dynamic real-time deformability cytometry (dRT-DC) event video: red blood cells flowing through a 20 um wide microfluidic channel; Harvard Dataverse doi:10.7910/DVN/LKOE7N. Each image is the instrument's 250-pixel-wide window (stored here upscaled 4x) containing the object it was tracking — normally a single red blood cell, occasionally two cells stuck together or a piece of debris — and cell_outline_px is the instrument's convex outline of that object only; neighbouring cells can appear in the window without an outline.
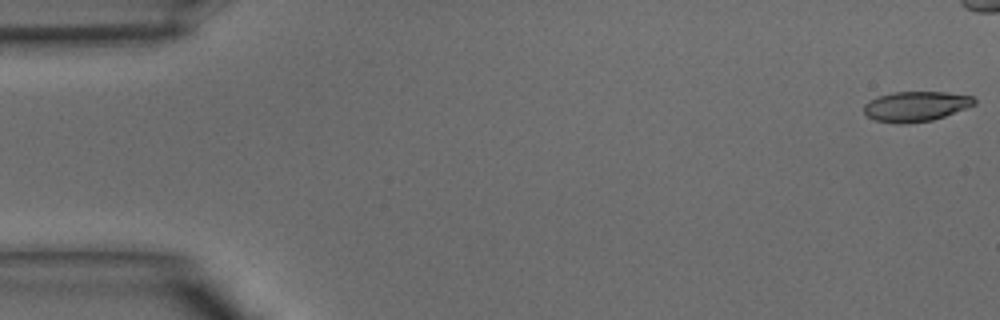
{"species": "common noctule bat (a hibernating species)", "species_latin": "Nyctalus noctula", "temperature_condition": "warm", "stored_images_in_passage": 10, "camera_frame_rate_fps": 3000, "um_per_image_px": 0.085, "animal": {"sex": "male", "body_mass_g": 15.6}, "frame": {"image": 1, "passage_image": 1, "time_ms": 0.0, "image_size_px": [1000, 320], "cell_outline_px": [[976, 104], [944, 116], [932, 120], [904, 124], [896, 124], [872, 120], [864, 112], [864, 104], [868, 100], [876, 96], [892, 92], [948, 92], [972, 96], [976, 100]], "centroid_in_image_um": [77.8, 9.04], "position_along_channel_um": 7.2, "area_um2": 19.54}}